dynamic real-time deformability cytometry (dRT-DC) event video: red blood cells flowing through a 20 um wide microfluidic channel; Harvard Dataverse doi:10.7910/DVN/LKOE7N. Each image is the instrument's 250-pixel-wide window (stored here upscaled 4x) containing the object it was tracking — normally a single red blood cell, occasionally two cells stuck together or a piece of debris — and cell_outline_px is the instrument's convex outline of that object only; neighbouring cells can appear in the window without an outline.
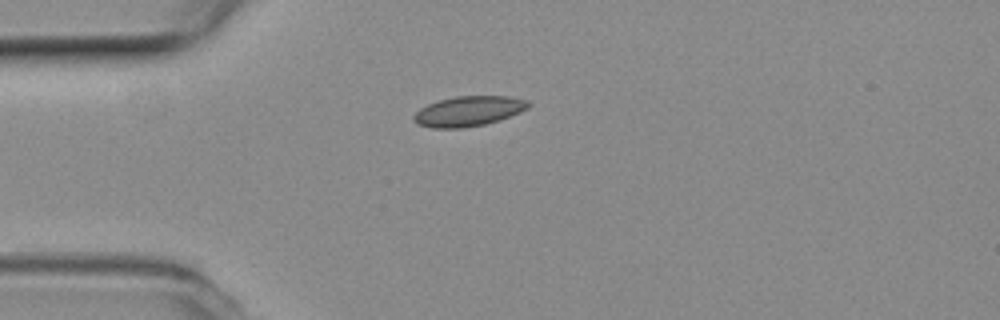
{"species": "common noctule bat (a hibernating species)", "species_latin": "Nyctalus noctula", "temperature_condition": "room temperature", "stored_images_in_passage": 5, "camera_frame_rate_fps": 3000, "um_per_image_px": 0.085, "animal": {"sex": "female", "body_mass_g": 19.3, "forearm_length_mm": 54.1}, "frame": {"image": 1, "passage_image": 5, "time_ms": 1.333, "image_size_px": [1000, 320], "cell_outline_px": [[528, 108], [520, 112], [500, 120], [484, 124], [464, 128], [432, 128], [416, 124], [412, 120], [412, 116], [420, 108], [428, 104], [440, 100], [456, 96], [508, 96], [528, 100]], "centroid_in_image_um": [39.79, 9.46], "position_along_channel_um": 45.2, "area_um2": 20.11}}